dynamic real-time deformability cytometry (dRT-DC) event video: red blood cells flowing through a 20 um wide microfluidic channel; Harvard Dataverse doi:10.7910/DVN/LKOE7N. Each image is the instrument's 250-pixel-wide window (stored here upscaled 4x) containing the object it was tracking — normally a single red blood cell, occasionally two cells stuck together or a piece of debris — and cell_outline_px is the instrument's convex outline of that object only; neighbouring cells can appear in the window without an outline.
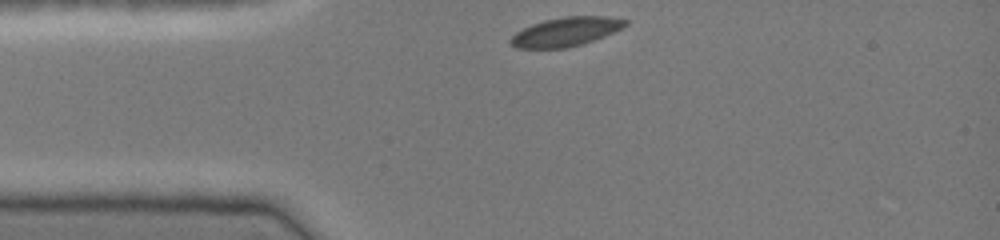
{"species": "common noctule bat (a hibernating species)", "species_latin": "Nyctalus noctula", "temperature_condition": "cold", "stored_images_in_passage": 31, "camera_frame_rate_fps": 3000, "um_per_image_px": 0.085, "animal": {"sex": "female", "body_mass_g": 19.0, "forearm_length_mm": 51.5}, "frame": {"image": 1, "passage_image": 1, "time_ms": 0.0, "image_size_px": [1000, 240], "cell_outline_px": [[628, 24], [624, 28], [584, 44], [564, 48], [516, 48], [508, 40], [516, 32], [532, 24], [544, 20], [564, 16], [608, 16], [628, 20]], "centroid_in_image_um": [48.13, 2.69], "position_along_channel_um": 36.9, "area_um2": 19.48}}
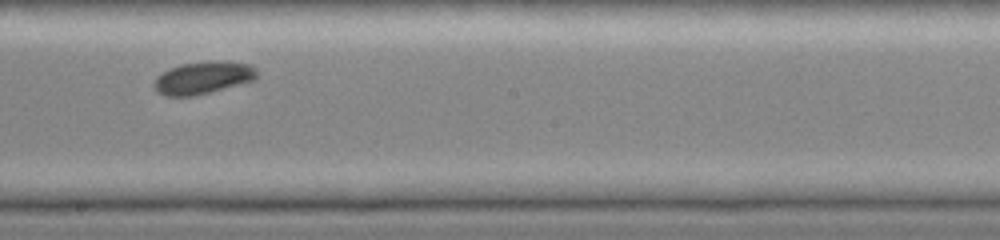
{"frame": {"image": 2, "passage_image": 17, "time_ms": 5.333, "image_size_px": [1000, 240], "cell_outline_px": [[256, 80], [192, 96], [164, 96], [156, 92], [152, 84], [156, 76], [168, 68], [180, 64], [248, 64], [256, 68]], "centroid_in_image_um": [17.14, 6.67], "position_along_channel_um": 231.1, "area_um2": 18.55}}
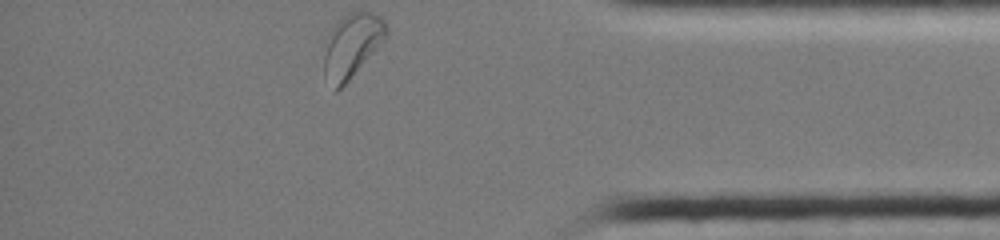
{"frame": {"image": 3, "passage_image": 31, "time_ms": 10.0, "image_size_px": [1000, 240], "cell_outline_px": [[388, 36], [348, 80], [336, 92], [324, 76], [324, 56], [328, 32], [336, 20], [348, 12], [372, 12], [380, 16], [384, 20], [388, 28]], "centroid_in_image_um": [29.9, 3.83], "position_along_channel_um": 405.3, "area_um2": 23.24}}